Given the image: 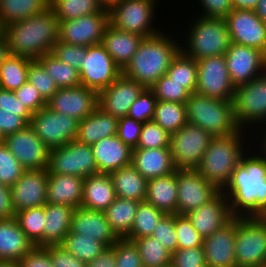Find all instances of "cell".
<instances>
[{"mask_svg": "<svg viewBox=\"0 0 266 267\" xmlns=\"http://www.w3.org/2000/svg\"><path fill=\"white\" fill-rule=\"evenodd\" d=\"M249 146L222 192L233 217H266V156Z\"/></svg>", "mask_w": 266, "mask_h": 267, "instance_id": "cell-1", "label": "cell"}, {"mask_svg": "<svg viewBox=\"0 0 266 267\" xmlns=\"http://www.w3.org/2000/svg\"><path fill=\"white\" fill-rule=\"evenodd\" d=\"M58 24L54 11L29 17L2 28L11 55L24 56L30 59L52 53L58 43Z\"/></svg>", "mask_w": 266, "mask_h": 267, "instance_id": "cell-2", "label": "cell"}, {"mask_svg": "<svg viewBox=\"0 0 266 267\" xmlns=\"http://www.w3.org/2000/svg\"><path fill=\"white\" fill-rule=\"evenodd\" d=\"M163 31L144 38L131 61L122 70L125 76L147 89L167 74L171 61L180 51L181 41Z\"/></svg>", "mask_w": 266, "mask_h": 267, "instance_id": "cell-3", "label": "cell"}, {"mask_svg": "<svg viewBox=\"0 0 266 267\" xmlns=\"http://www.w3.org/2000/svg\"><path fill=\"white\" fill-rule=\"evenodd\" d=\"M244 129L228 136L213 137L196 170L217 189L222 191L242 156L249 151L245 145ZM245 133V134H244ZM244 138V139H242ZM245 145V146H244ZM244 147V148H243ZM247 149V150H246Z\"/></svg>", "mask_w": 266, "mask_h": 267, "instance_id": "cell-4", "label": "cell"}, {"mask_svg": "<svg viewBox=\"0 0 266 267\" xmlns=\"http://www.w3.org/2000/svg\"><path fill=\"white\" fill-rule=\"evenodd\" d=\"M196 16L193 23L189 24V31H186V45L182 42L180 50L196 61L205 57L225 55L232 43L225 19Z\"/></svg>", "mask_w": 266, "mask_h": 267, "instance_id": "cell-5", "label": "cell"}, {"mask_svg": "<svg viewBox=\"0 0 266 267\" xmlns=\"http://www.w3.org/2000/svg\"><path fill=\"white\" fill-rule=\"evenodd\" d=\"M185 105L188 123L206 130L213 137L228 136L240 129L234 118L233 101L192 93Z\"/></svg>", "mask_w": 266, "mask_h": 267, "instance_id": "cell-6", "label": "cell"}, {"mask_svg": "<svg viewBox=\"0 0 266 267\" xmlns=\"http://www.w3.org/2000/svg\"><path fill=\"white\" fill-rule=\"evenodd\" d=\"M237 267H266V217H236Z\"/></svg>", "mask_w": 266, "mask_h": 267, "instance_id": "cell-7", "label": "cell"}, {"mask_svg": "<svg viewBox=\"0 0 266 267\" xmlns=\"http://www.w3.org/2000/svg\"><path fill=\"white\" fill-rule=\"evenodd\" d=\"M159 0H118L109 8V23L126 32L138 34L144 38L161 32L153 25ZM156 6V9H155Z\"/></svg>", "mask_w": 266, "mask_h": 267, "instance_id": "cell-8", "label": "cell"}, {"mask_svg": "<svg viewBox=\"0 0 266 267\" xmlns=\"http://www.w3.org/2000/svg\"><path fill=\"white\" fill-rule=\"evenodd\" d=\"M233 109L239 128L250 134L253 124L257 129L266 125V81L262 76L236 86Z\"/></svg>", "mask_w": 266, "mask_h": 267, "instance_id": "cell-9", "label": "cell"}, {"mask_svg": "<svg viewBox=\"0 0 266 267\" xmlns=\"http://www.w3.org/2000/svg\"><path fill=\"white\" fill-rule=\"evenodd\" d=\"M213 136L194 124L187 123L170 134V151L177 169H196Z\"/></svg>", "mask_w": 266, "mask_h": 267, "instance_id": "cell-10", "label": "cell"}, {"mask_svg": "<svg viewBox=\"0 0 266 267\" xmlns=\"http://www.w3.org/2000/svg\"><path fill=\"white\" fill-rule=\"evenodd\" d=\"M53 174H69L86 178L98 173L91 145L72 140L50 150L47 169Z\"/></svg>", "mask_w": 266, "mask_h": 267, "instance_id": "cell-11", "label": "cell"}, {"mask_svg": "<svg viewBox=\"0 0 266 267\" xmlns=\"http://www.w3.org/2000/svg\"><path fill=\"white\" fill-rule=\"evenodd\" d=\"M232 83L224 55L197 60V86L195 93L225 101H233Z\"/></svg>", "mask_w": 266, "mask_h": 267, "instance_id": "cell-12", "label": "cell"}, {"mask_svg": "<svg viewBox=\"0 0 266 267\" xmlns=\"http://www.w3.org/2000/svg\"><path fill=\"white\" fill-rule=\"evenodd\" d=\"M29 125L50 150L76 140L78 134L76 119L48 107L33 113Z\"/></svg>", "mask_w": 266, "mask_h": 267, "instance_id": "cell-13", "label": "cell"}, {"mask_svg": "<svg viewBox=\"0 0 266 267\" xmlns=\"http://www.w3.org/2000/svg\"><path fill=\"white\" fill-rule=\"evenodd\" d=\"M121 68L100 43L87 47L86 58L79 70L81 85L100 92L109 87L120 75Z\"/></svg>", "mask_w": 266, "mask_h": 267, "instance_id": "cell-14", "label": "cell"}, {"mask_svg": "<svg viewBox=\"0 0 266 267\" xmlns=\"http://www.w3.org/2000/svg\"><path fill=\"white\" fill-rule=\"evenodd\" d=\"M176 214L187 215L211 200L220 190L196 169H177Z\"/></svg>", "mask_w": 266, "mask_h": 267, "instance_id": "cell-15", "label": "cell"}, {"mask_svg": "<svg viewBox=\"0 0 266 267\" xmlns=\"http://www.w3.org/2000/svg\"><path fill=\"white\" fill-rule=\"evenodd\" d=\"M3 143L26 170L48 169L50 149L28 125L3 138Z\"/></svg>", "mask_w": 266, "mask_h": 267, "instance_id": "cell-16", "label": "cell"}, {"mask_svg": "<svg viewBox=\"0 0 266 267\" xmlns=\"http://www.w3.org/2000/svg\"><path fill=\"white\" fill-rule=\"evenodd\" d=\"M108 24L109 14H93L59 21L58 42L84 47L100 44Z\"/></svg>", "mask_w": 266, "mask_h": 267, "instance_id": "cell-17", "label": "cell"}, {"mask_svg": "<svg viewBox=\"0 0 266 267\" xmlns=\"http://www.w3.org/2000/svg\"><path fill=\"white\" fill-rule=\"evenodd\" d=\"M224 19L232 43L254 47L266 54V23L254 10H232Z\"/></svg>", "mask_w": 266, "mask_h": 267, "instance_id": "cell-18", "label": "cell"}, {"mask_svg": "<svg viewBox=\"0 0 266 267\" xmlns=\"http://www.w3.org/2000/svg\"><path fill=\"white\" fill-rule=\"evenodd\" d=\"M98 92L82 85L58 89L47 101V107L76 119L88 117L98 108Z\"/></svg>", "mask_w": 266, "mask_h": 267, "instance_id": "cell-19", "label": "cell"}, {"mask_svg": "<svg viewBox=\"0 0 266 267\" xmlns=\"http://www.w3.org/2000/svg\"><path fill=\"white\" fill-rule=\"evenodd\" d=\"M224 56L235 87L260 77L266 59V54L259 49L235 43H231Z\"/></svg>", "mask_w": 266, "mask_h": 267, "instance_id": "cell-20", "label": "cell"}, {"mask_svg": "<svg viewBox=\"0 0 266 267\" xmlns=\"http://www.w3.org/2000/svg\"><path fill=\"white\" fill-rule=\"evenodd\" d=\"M47 181V169L26 170L10 187L14 212L44 206L47 203Z\"/></svg>", "mask_w": 266, "mask_h": 267, "instance_id": "cell-21", "label": "cell"}, {"mask_svg": "<svg viewBox=\"0 0 266 267\" xmlns=\"http://www.w3.org/2000/svg\"><path fill=\"white\" fill-rule=\"evenodd\" d=\"M145 89L122 73L109 87L98 93V107L118 119L125 117Z\"/></svg>", "mask_w": 266, "mask_h": 267, "instance_id": "cell-22", "label": "cell"}, {"mask_svg": "<svg viewBox=\"0 0 266 267\" xmlns=\"http://www.w3.org/2000/svg\"><path fill=\"white\" fill-rule=\"evenodd\" d=\"M186 216L202 237L212 235L234 218L230 211L228 198L222 191Z\"/></svg>", "mask_w": 266, "mask_h": 267, "instance_id": "cell-23", "label": "cell"}, {"mask_svg": "<svg viewBox=\"0 0 266 267\" xmlns=\"http://www.w3.org/2000/svg\"><path fill=\"white\" fill-rule=\"evenodd\" d=\"M236 217L212 235L204 237L207 267H237L235 259Z\"/></svg>", "mask_w": 266, "mask_h": 267, "instance_id": "cell-24", "label": "cell"}, {"mask_svg": "<svg viewBox=\"0 0 266 267\" xmlns=\"http://www.w3.org/2000/svg\"><path fill=\"white\" fill-rule=\"evenodd\" d=\"M71 233L81 234V237H91L112 246L119 237L108 223L104 211H96L84 207L75 209L71 221Z\"/></svg>", "mask_w": 266, "mask_h": 267, "instance_id": "cell-25", "label": "cell"}, {"mask_svg": "<svg viewBox=\"0 0 266 267\" xmlns=\"http://www.w3.org/2000/svg\"><path fill=\"white\" fill-rule=\"evenodd\" d=\"M98 173H111L132 164V149L117 135L103 138L91 145Z\"/></svg>", "mask_w": 266, "mask_h": 267, "instance_id": "cell-26", "label": "cell"}, {"mask_svg": "<svg viewBox=\"0 0 266 267\" xmlns=\"http://www.w3.org/2000/svg\"><path fill=\"white\" fill-rule=\"evenodd\" d=\"M132 165L147 180L176 172L170 147L132 149Z\"/></svg>", "mask_w": 266, "mask_h": 267, "instance_id": "cell-27", "label": "cell"}, {"mask_svg": "<svg viewBox=\"0 0 266 267\" xmlns=\"http://www.w3.org/2000/svg\"><path fill=\"white\" fill-rule=\"evenodd\" d=\"M83 177L69 174H53L48 171L46 202L81 207L83 200Z\"/></svg>", "mask_w": 266, "mask_h": 267, "instance_id": "cell-28", "label": "cell"}, {"mask_svg": "<svg viewBox=\"0 0 266 267\" xmlns=\"http://www.w3.org/2000/svg\"><path fill=\"white\" fill-rule=\"evenodd\" d=\"M143 39L144 37L138 34L119 30L109 23L105 29L101 44L115 63L123 70L131 61Z\"/></svg>", "mask_w": 266, "mask_h": 267, "instance_id": "cell-29", "label": "cell"}, {"mask_svg": "<svg viewBox=\"0 0 266 267\" xmlns=\"http://www.w3.org/2000/svg\"><path fill=\"white\" fill-rule=\"evenodd\" d=\"M34 247L15 218L0 220V261L17 263Z\"/></svg>", "mask_w": 266, "mask_h": 267, "instance_id": "cell-30", "label": "cell"}, {"mask_svg": "<svg viewBox=\"0 0 266 267\" xmlns=\"http://www.w3.org/2000/svg\"><path fill=\"white\" fill-rule=\"evenodd\" d=\"M118 118L105 113L99 107L88 117L78 122L76 140L93 145L103 138L117 135Z\"/></svg>", "mask_w": 266, "mask_h": 267, "instance_id": "cell-31", "label": "cell"}, {"mask_svg": "<svg viewBox=\"0 0 266 267\" xmlns=\"http://www.w3.org/2000/svg\"><path fill=\"white\" fill-rule=\"evenodd\" d=\"M115 198L116 193L109 174L97 173L84 179L81 207L105 211Z\"/></svg>", "mask_w": 266, "mask_h": 267, "instance_id": "cell-32", "label": "cell"}, {"mask_svg": "<svg viewBox=\"0 0 266 267\" xmlns=\"http://www.w3.org/2000/svg\"><path fill=\"white\" fill-rule=\"evenodd\" d=\"M75 208L60 204H45L43 247L61 244L70 232Z\"/></svg>", "mask_w": 266, "mask_h": 267, "instance_id": "cell-33", "label": "cell"}, {"mask_svg": "<svg viewBox=\"0 0 266 267\" xmlns=\"http://www.w3.org/2000/svg\"><path fill=\"white\" fill-rule=\"evenodd\" d=\"M176 172L148 180L145 202L154 205L165 214H176Z\"/></svg>", "mask_w": 266, "mask_h": 267, "instance_id": "cell-34", "label": "cell"}, {"mask_svg": "<svg viewBox=\"0 0 266 267\" xmlns=\"http://www.w3.org/2000/svg\"><path fill=\"white\" fill-rule=\"evenodd\" d=\"M116 197L145 202L148 180L130 164L109 173Z\"/></svg>", "mask_w": 266, "mask_h": 267, "instance_id": "cell-35", "label": "cell"}, {"mask_svg": "<svg viewBox=\"0 0 266 267\" xmlns=\"http://www.w3.org/2000/svg\"><path fill=\"white\" fill-rule=\"evenodd\" d=\"M50 8V0H0V27L28 19Z\"/></svg>", "mask_w": 266, "mask_h": 267, "instance_id": "cell-36", "label": "cell"}, {"mask_svg": "<svg viewBox=\"0 0 266 267\" xmlns=\"http://www.w3.org/2000/svg\"><path fill=\"white\" fill-rule=\"evenodd\" d=\"M139 203L116 197L104 211L108 223L119 238H125L130 233Z\"/></svg>", "mask_w": 266, "mask_h": 267, "instance_id": "cell-37", "label": "cell"}, {"mask_svg": "<svg viewBox=\"0 0 266 267\" xmlns=\"http://www.w3.org/2000/svg\"><path fill=\"white\" fill-rule=\"evenodd\" d=\"M50 8L58 21L74 20L86 15L109 14L99 0H50Z\"/></svg>", "mask_w": 266, "mask_h": 267, "instance_id": "cell-38", "label": "cell"}, {"mask_svg": "<svg viewBox=\"0 0 266 267\" xmlns=\"http://www.w3.org/2000/svg\"><path fill=\"white\" fill-rule=\"evenodd\" d=\"M31 60L24 56L10 54L0 64V88L10 91L19 89L27 81Z\"/></svg>", "mask_w": 266, "mask_h": 267, "instance_id": "cell-39", "label": "cell"}, {"mask_svg": "<svg viewBox=\"0 0 266 267\" xmlns=\"http://www.w3.org/2000/svg\"><path fill=\"white\" fill-rule=\"evenodd\" d=\"M152 121L169 134L175 133L188 123L186 105L176 102L157 101Z\"/></svg>", "mask_w": 266, "mask_h": 267, "instance_id": "cell-40", "label": "cell"}, {"mask_svg": "<svg viewBox=\"0 0 266 267\" xmlns=\"http://www.w3.org/2000/svg\"><path fill=\"white\" fill-rule=\"evenodd\" d=\"M46 72L54 79L58 89L81 85L79 71L73 66L60 61L52 53L37 58Z\"/></svg>", "mask_w": 266, "mask_h": 267, "instance_id": "cell-41", "label": "cell"}, {"mask_svg": "<svg viewBox=\"0 0 266 267\" xmlns=\"http://www.w3.org/2000/svg\"><path fill=\"white\" fill-rule=\"evenodd\" d=\"M19 227L35 247H43L45 224V205L18 211L15 213Z\"/></svg>", "mask_w": 266, "mask_h": 267, "instance_id": "cell-42", "label": "cell"}, {"mask_svg": "<svg viewBox=\"0 0 266 267\" xmlns=\"http://www.w3.org/2000/svg\"><path fill=\"white\" fill-rule=\"evenodd\" d=\"M164 215L165 213L157 209L154 205L147 202H140L131 231L125 239L134 241L135 239L151 236L154 228Z\"/></svg>", "mask_w": 266, "mask_h": 267, "instance_id": "cell-43", "label": "cell"}, {"mask_svg": "<svg viewBox=\"0 0 266 267\" xmlns=\"http://www.w3.org/2000/svg\"><path fill=\"white\" fill-rule=\"evenodd\" d=\"M73 256L84 262H91L105 249L103 242L91 237H81V234L69 232L64 241L60 244Z\"/></svg>", "mask_w": 266, "mask_h": 267, "instance_id": "cell-44", "label": "cell"}, {"mask_svg": "<svg viewBox=\"0 0 266 267\" xmlns=\"http://www.w3.org/2000/svg\"><path fill=\"white\" fill-rule=\"evenodd\" d=\"M137 245L143 267H171L172 253L153 237L134 240Z\"/></svg>", "mask_w": 266, "mask_h": 267, "instance_id": "cell-45", "label": "cell"}, {"mask_svg": "<svg viewBox=\"0 0 266 267\" xmlns=\"http://www.w3.org/2000/svg\"><path fill=\"white\" fill-rule=\"evenodd\" d=\"M167 74L181 83L191 94L197 86V61L185 55L181 50L171 61Z\"/></svg>", "mask_w": 266, "mask_h": 267, "instance_id": "cell-46", "label": "cell"}, {"mask_svg": "<svg viewBox=\"0 0 266 267\" xmlns=\"http://www.w3.org/2000/svg\"><path fill=\"white\" fill-rule=\"evenodd\" d=\"M157 101L176 102L185 104L190 97V92L168 74L161 77L149 88Z\"/></svg>", "mask_w": 266, "mask_h": 267, "instance_id": "cell-47", "label": "cell"}, {"mask_svg": "<svg viewBox=\"0 0 266 267\" xmlns=\"http://www.w3.org/2000/svg\"><path fill=\"white\" fill-rule=\"evenodd\" d=\"M27 81L39 91L46 102L58 90L54 79L46 72L37 59H32L29 62Z\"/></svg>", "mask_w": 266, "mask_h": 267, "instance_id": "cell-48", "label": "cell"}, {"mask_svg": "<svg viewBox=\"0 0 266 267\" xmlns=\"http://www.w3.org/2000/svg\"><path fill=\"white\" fill-rule=\"evenodd\" d=\"M170 147V134L153 121L143 124L135 149Z\"/></svg>", "mask_w": 266, "mask_h": 267, "instance_id": "cell-49", "label": "cell"}, {"mask_svg": "<svg viewBox=\"0 0 266 267\" xmlns=\"http://www.w3.org/2000/svg\"><path fill=\"white\" fill-rule=\"evenodd\" d=\"M26 171L20 162L0 143V183L11 187Z\"/></svg>", "mask_w": 266, "mask_h": 267, "instance_id": "cell-50", "label": "cell"}, {"mask_svg": "<svg viewBox=\"0 0 266 267\" xmlns=\"http://www.w3.org/2000/svg\"><path fill=\"white\" fill-rule=\"evenodd\" d=\"M116 267H143L140 252L134 241L119 238L112 246Z\"/></svg>", "mask_w": 266, "mask_h": 267, "instance_id": "cell-51", "label": "cell"}, {"mask_svg": "<svg viewBox=\"0 0 266 267\" xmlns=\"http://www.w3.org/2000/svg\"><path fill=\"white\" fill-rule=\"evenodd\" d=\"M175 231L178 249L203 246L204 237L196 231L186 215L175 214Z\"/></svg>", "mask_w": 266, "mask_h": 267, "instance_id": "cell-52", "label": "cell"}, {"mask_svg": "<svg viewBox=\"0 0 266 267\" xmlns=\"http://www.w3.org/2000/svg\"><path fill=\"white\" fill-rule=\"evenodd\" d=\"M157 99L150 89H145L129 108L127 116L142 123L152 121Z\"/></svg>", "mask_w": 266, "mask_h": 267, "instance_id": "cell-53", "label": "cell"}, {"mask_svg": "<svg viewBox=\"0 0 266 267\" xmlns=\"http://www.w3.org/2000/svg\"><path fill=\"white\" fill-rule=\"evenodd\" d=\"M161 242L171 253L178 249L177 233L175 231V214H165L151 235Z\"/></svg>", "mask_w": 266, "mask_h": 267, "instance_id": "cell-54", "label": "cell"}, {"mask_svg": "<svg viewBox=\"0 0 266 267\" xmlns=\"http://www.w3.org/2000/svg\"><path fill=\"white\" fill-rule=\"evenodd\" d=\"M52 54L60 61L73 66L79 71L83 59L86 58L87 47L58 42L54 46Z\"/></svg>", "mask_w": 266, "mask_h": 267, "instance_id": "cell-55", "label": "cell"}, {"mask_svg": "<svg viewBox=\"0 0 266 267\" xmlns=\"http://www.w3.org/2000/svg\"><path fill=\"white\" fill-rule=\"evenodd\" d=\"M171 267H207L203 247L177 249L172 253Z\"/></svg>", "mask_w": 266, "mask_h": 267, "instance_id": "cell-56", "label": "cell"}, {"mask_svg": "<svg viewBox=\"0 0 266 267\" xmlns=\"http://www.w3.org/2000/svg\"><path fill=\"white\" fill-rule=\"evenodd\" d=\"M143 124L144 123L129 116L119 118L117 136L131 149H135L140 138Z\"/></svg>", "mask_w": 266, "mask_h": 267, "instance_id": "cell-57", "label": "cell"}, {"mask_svg": "<svg viewBox=\"0 0 266 267\" xmlns=\"http://www.w3.org/2000/svg\"><path fill=\"white\" fill-rule=\"evenodd\" d=\"M20 103L32 114L47 107V102L42 98L39 91L28 81L14 91Z\"/></svg>", "mask_w": 266, "mask_h": 267, "instance_id": "cell-58", "label": "cell"}, {"mask_svg": "<svg viewBox=\"0 0 266 267\" xmlns=\"http://www.w3.org/2000/svg\"><path fill=\"white\" fill-rule=\"evenodd\" d=\"M44 248L49 252L53 267H86V262L73 256L60 244Z\"/></svg>", "mask_w": 266, "mask_h": 267, "instance_id": "cell-59", "label": "cell"}, {"mask_svg": "<svg viewBox=\"0 0 266 267\" xmlns=\"http://www.w3.org/2000/svg\"><path fill=\"white\" fill-rule=\"evenodd\" d=\"M0 108L23 117L28 123L31 121L32 113L18 101L14 91L0 88Z\"/></svg>", "mask_w": 266, "mask_h": 267, "instance_id": "cell-60", "label": "cell"}, {"mask_svg": "<svg viewBox=\"0 0 266 267\" xmlns=\"http://www.w3.org/2000/svg\"><path fill=\"white\" fill-rule=\"evenodd\" d=\"M202 17L225 18L233 10L231 0H198ZM201 3V4H200ZM205 11V12H204Z\"/></svg>", "mask_w": 266, "mask_h": 267, "instance_id": "cell-61", "label": "cell"}, {"mask_svg": "<svg viewBox=\"0 0 266 267\" xmlns=\"http://www.w3.org/2000/svg\"><path fill=\"white\" fill-rule=\"evenodd\" d=\"M28 125L29 123L23 117L0 108V133L3 138L24 130Z\"/></svg>", "mask_w": 266, "mask_h": 267, "instance_id": "cell-62", "label": "cell"}, {"mask_svg": "<svg viewBox=\"0 0 266 267\" xmlns=\"http://www.w3.org/2000/svg\"><path fill=\"white\" fill-rule=\"evenodd\" d=\"M17 264L18 267H53L49 252L44 247H34Z\"/></svg>", "mask_w": 266, "mask_h": 267, "instance_id": "cell-63", "label": "cell"}, {"mask_svg": "<svg viewBox=\"0 0 266 267\" xmlns=\"http://www.w3.org/2000/svg\"><path fill=\"white\" fill-rule=\"evenodd\" d=\"M11 188L0 183V220L14 218Z\"/></svg>", "mask_w": 266, "mask_h": 267, "instance_id": "cell-64", "label": "cell"}, {"mask_svg": "<svg viewBox=\"0 0 266 267\" xmlns=\"http://www.w3.org/2000/svg\"><path fill=\"white\" fill-rule=\"evenodd\" d=\"M86 267H116L114 249L111 246L106 247L93 261L87 262Z\"/></svg>", "mask_w": 266, "mask_h": 267, "instance_id": "cell-65", "label": "cell"}, {"mask_svg": "<svg viewBox=\"0 0 266 267\" xmlns=\"http://www.w3.org/2000/svg\"><path fill=\"white\" fill-rule=\"evenodd\" d=\"M260 0H231L233 10H254Z\"/></svg>", "mask_w": 266, "mask_h": 267, "instance_id": "cell-66", "label": "cell"}, {"mask_svg": "<svg viewBox=\"0 0 266 267\" xmlns=\"http://www.w3.org/2000/svg\"><path fill=\"white\" fill-rule=\"evenodd\" d=\"M10 55L6 37L0 33V64Z\"/></svg>", "mask_w": 266, "mask_h": 267, "instance_id": "cell-67", "label": "cell"}, {"mask_svg": "<svg viewBox=\"0 0 266 267\" xmlns=\"http://www.w3.org/2000/svg\"><path fill=\"white\" fill-rule=\"evenodd\" d=\"M254 12L261 21L266 23V0H260Z\"/></svg>", "mask_w": 266, "mask_h": 267, "instance_id": "cell-68", "label": "cell"}, {"mask_svg": "<svg viewBox=\"0 0 266 267\" xmlns=\"http://www.w3.org/2000/svg\"><path fill=\"white\" fill-rule=\"evenodd\" d=\"M260 132H261V134H260ZM258 133H259V135L261 137L260 138L261 140L255 139V141L257 140V141L261 142L260 143L261 146L259 145L258 148L266 156V125L262 126V128H260V131Z\"/></svg>", "mask_w": 266, "mask_h": 267, "instance_id": "cell-69", "label": "cell"}, {"mask_svg": "<svg viewBox=\"0 0 266 267\" xmlns=\"http://www.w3.org/2000/svg\"><path fill=\"white\" fill-rule=\"evenodd\" d=\"M0 267H18V264L10 261H0Z\"/></svg>", "mask_w": 266, "mask_h": 267, "instance_id": "cell-70", "label": "cell"}, {"mask_svg": "<svg viewBox=\"0 0 266 267\" xmlns=\"http://www.w3.org/2000/svg\"><path fill=\"white\" fill-rule=\"evenodd\" d=\"M106 8H109L112 4L116 3L118 0H99Z\"/></svg>", "mask_w": 266, "mask_h": 267, "instance_id": "cell-71", "label": "cell"}, {"mask_svg": "<svg viewBox=\"0 0 266 267\" xmlns=\"http://www.w3.org/2000/svg\"><path fill=\"white\" fill-rule=\"evenodd\" d=\"M261 76L264 78V80L266 81V59H265V65L263 67V71L261 73Z\"/></svg>", "mask_w": 266, "mask_h": 267, "instance_id": "cell-72", "label": "cell"}, {"mask_svg": "<svg viewBox=\"0 0 266 267\" xmlns=\"http://www.w3.org/2000/svg\"><path fill=\"white\" fill-rule=\"evenodd\" d=\"M2 142H3V136L0 133V143H2Z\"/></svg>", "mask_w": 266, "mask_h": 267, "instance_id": "cell-73", "label": "cell"}]
</instances>
